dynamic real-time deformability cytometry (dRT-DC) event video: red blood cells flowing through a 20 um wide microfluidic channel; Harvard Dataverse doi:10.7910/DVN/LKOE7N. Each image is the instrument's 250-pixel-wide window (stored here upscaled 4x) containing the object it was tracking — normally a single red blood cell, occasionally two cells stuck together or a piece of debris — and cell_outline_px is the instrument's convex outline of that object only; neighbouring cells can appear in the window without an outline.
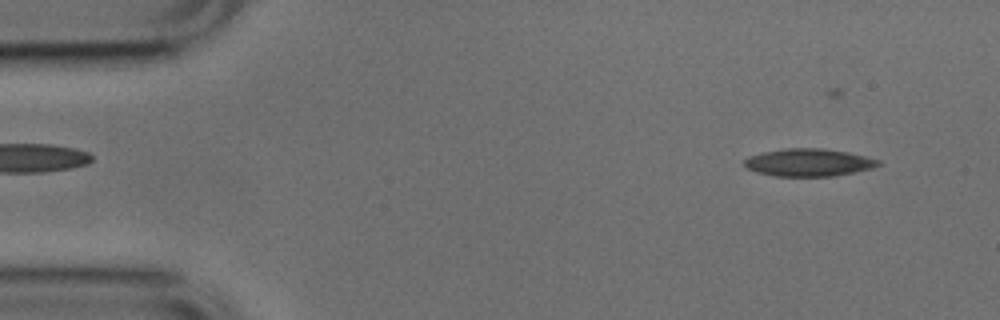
{"species": "common noctule bat (a hibernating species)", "species_latin": "Nyctalus noctula", "temperature_condition": "cold", "stored_images_in_passage": 21, "camera_frame_rate_fps": 3000, "um_per_image_px": 0.085, "animal": {"sex": "male", "body_mass_g": 17.9, "forearm_length_mm": 54.2}, "frame": {"image": 1, "passage_image": 3, "time_ms": 0.667, "image_size_px": [1000, 320], "cell_outline_px": [[880, 164], [872, 168], [832, 176], [776, 176], [756, 172], [748, 168], [744, 164], [744, 160], [748, 156], [764, 152], [788, 148], [824, 148], [848, 152], [880, 160]], "centroid_in_image_um": [68.72, 13.8], "position_along_channel_um": 16.3, "area_um2": 21.33}}
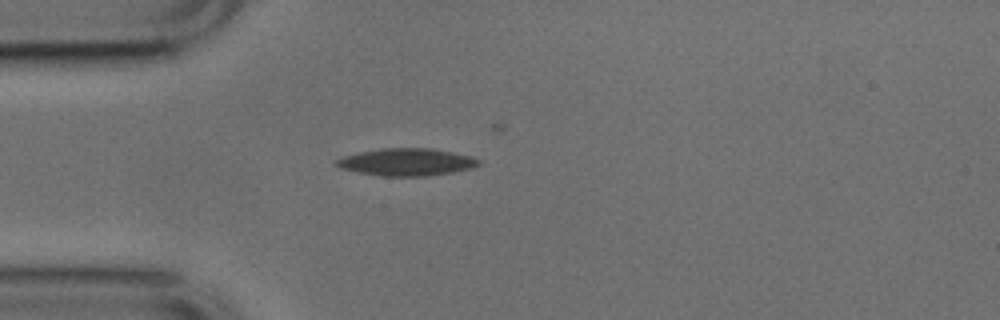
{"frame": {"image": 2, "passage_image": 12, "time_ms": 3.667, "image_size_px": [1000, 320], "cell_outline_px": [[480, 164], [472, 168], [452, 172], [428, 176], [380, 176], [340, 168], [336, 164], [336, 160], [344, 156], [360, 152], [384, 148], [428, 148], [452, 152], [472, 156], [480, 160]], "centroid_in_image_um": [34.59, 13.78], "position_along_channel_um": 50.4, "area_um2": 22.48}}